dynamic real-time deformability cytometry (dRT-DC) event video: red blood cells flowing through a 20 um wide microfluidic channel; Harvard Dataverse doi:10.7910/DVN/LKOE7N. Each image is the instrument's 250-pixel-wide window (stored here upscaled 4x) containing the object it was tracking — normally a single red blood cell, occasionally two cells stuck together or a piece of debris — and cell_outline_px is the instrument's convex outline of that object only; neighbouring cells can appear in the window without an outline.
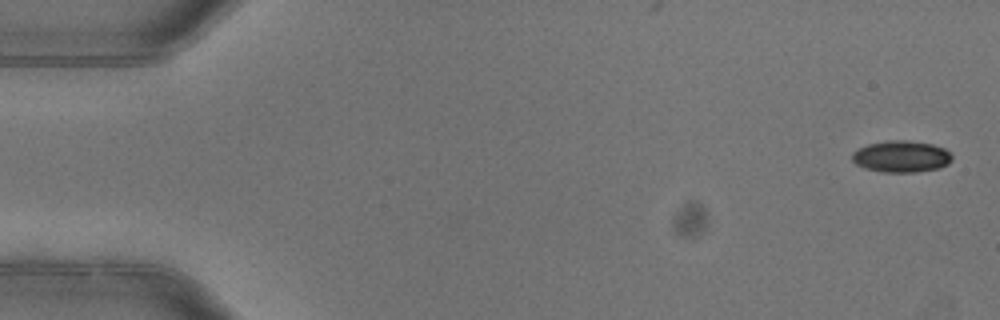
{"species": "common noctule bat (a hibernating species)", "species_latin": "Nyctalus noctula", "temperature_condition": "warm", "stored_images_in_passage": 4, "camera_frame_rate_fps": 3000, "um_per_image_px": 0.085, "animal": {"sex": "female"}, "frame": {"image": 1, "passage_image": 1, "time_ms": 0.0, "image_size_px": [1000, 320], "cell_outline_px": [[952, 160], [948, 164], [940, 168], [912, 172], [884, 172], [864, 168], [856, 164], [852, 160], [852, 152], [856, 148], [868, 144], [888, 140], [908, 140], [932, 144], [944, 148], [952, 156]], "centroid_in_image_um": [76.58, 13.29], "position_along_channel_um": 8.4, "area_um2": 18.5}}